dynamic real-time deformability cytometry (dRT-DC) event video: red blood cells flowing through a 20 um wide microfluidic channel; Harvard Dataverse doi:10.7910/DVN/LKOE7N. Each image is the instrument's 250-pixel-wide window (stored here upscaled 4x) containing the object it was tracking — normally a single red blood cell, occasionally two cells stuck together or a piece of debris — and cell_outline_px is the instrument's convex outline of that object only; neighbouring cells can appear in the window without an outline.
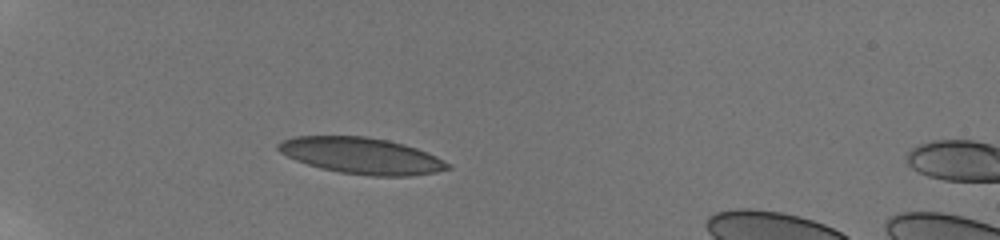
{"species": "human", "species_latin": "Homo sapiens", "temperature_condition": "room temperature", "stored_images_in_passage": 38, "camera_frame_rate_fps": 3000, "um_per_image_px": 0.085, "donor": {"sex": "male"}, "frame": {"image": 1, "passage_image": 1, "time_ms": 0.0, "image_size_px": [1000, 240], "cell_outline_px": [[452, 168], [436, 172], [412, 176], [372, 176], [340, 172], [320, 168], [296, 160], [280, 152], [276, 148], [276, 144], [280, 140], [296, 136], [364, 136], [388, 140], [404, 144], [416, 148], [436, 156], [452, 164]], "centroid_in_image_um": [30.74, 13.24], "position_along_channel_um": 54.3, "area_um2": 35.95}}
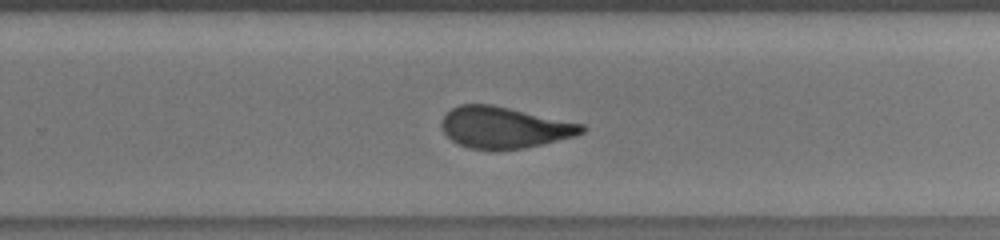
{"frame": {"image": 2, "passage_image": 22, "time_ms": 7.0, "image_size_px": [1000, 240], "cell_outline_px": [[588, 128], [584, 132], [576, 136], [524, 148], [468, 148], [452, 140], [444, 132], [440, 124], [444, 116], [452, 108], [460, 104], [492, 104], [584, 124]], "centroid_in_image_um": [42.89, 10.81], "position_along_channel_um": 286.9, "area_um2": 33.41}}
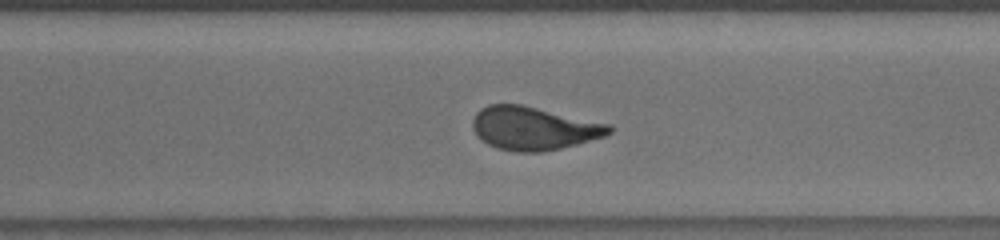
{"frame": {"image": 3, "passage_image": 25, "time_ms": 8.0, "image_size_px": [1000, 240], "cell_outline_px": [[612, 132], [604, 136], [576, 144], [560, 148], [540, 152], [516, 152], [496, 148], [480, 140], [472, 128], [472, 120], [476, 112], [480, 108], [488, 104], [520, 104], [608, 124], [612, 128]], "centroid_in_image_um": [45.29, 10.91], "position_along_channel_um": 325.3, "area_um2": 34.22}, "authors_computed_cell_mechanics": {"area_um2": 34.5933, "velocity_mm_per_s": 3.8396, "shape_relaxation_time_tau1_ms": 6.861, "shape_relaxation_time_tau2_ms": 1.2663, "deformation_change_tau1": 0.2283, "deformation_change_tau2": 0.0943}}